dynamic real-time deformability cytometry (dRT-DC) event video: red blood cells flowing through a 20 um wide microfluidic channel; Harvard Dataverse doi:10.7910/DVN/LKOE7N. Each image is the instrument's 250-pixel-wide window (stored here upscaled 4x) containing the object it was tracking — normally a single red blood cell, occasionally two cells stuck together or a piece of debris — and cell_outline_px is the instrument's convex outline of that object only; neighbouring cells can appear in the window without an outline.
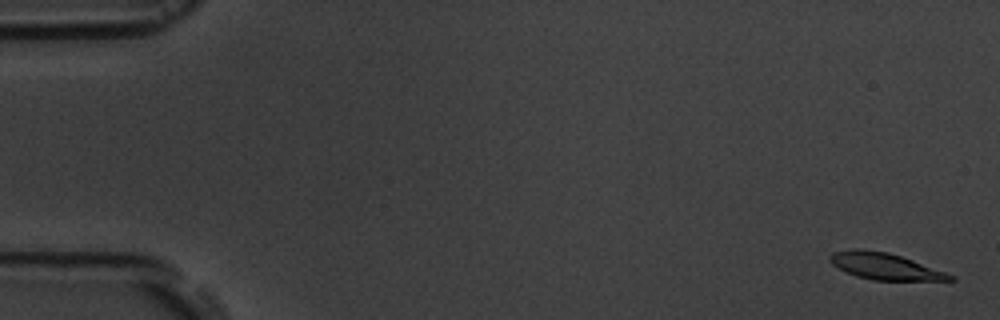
{"species": "common noctule bat (a hibernating species)", "species_latin": "Nyctalus noctula", "temperature_condition": "room temperature", "stored_images_in_passage": 5, "camera_frame_rate_fps": 3000, "um_per_image_px": 0.085, "animal": {"sex": "male", "body_mass_g": 19.5, "forearm_length_mm": 54.6}, "frame": {"image": 1, "passage_image": 1, "time_ms": 0.0, "image_size_px": [1000, 320], "cell_outline_px": [[956, 280], [872, 280], [856, 276], [832, 264], [828, 260], [828, 256], [832, 252], [856, 248], [860, 248], [888, 252], [912, 260], [956, 276]], "centroid_in_image_um": [75.18, 22.62], "position_along_channel_um": 9.8, "area_um2": 18.44}}
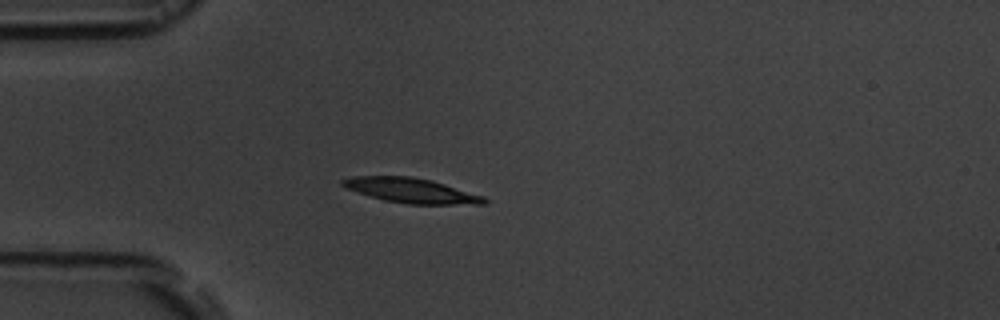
{"frame": {"image": 2, "passage_image": 5, "time_ms": 4.667, "image_size_px": [1000, 320], "cell_outline_px": [[488, 204], [408, 204], [384, 200], [356, 192], [344, 188], [340, 184], [340, 180], [352, 176], [412, 176], [432, 180], [484, 196], [488, 200]], "centroid_in_image_um": [34.93, 16.19], "position_along_channel_um": 50.1, "area_um2": 20.63}}